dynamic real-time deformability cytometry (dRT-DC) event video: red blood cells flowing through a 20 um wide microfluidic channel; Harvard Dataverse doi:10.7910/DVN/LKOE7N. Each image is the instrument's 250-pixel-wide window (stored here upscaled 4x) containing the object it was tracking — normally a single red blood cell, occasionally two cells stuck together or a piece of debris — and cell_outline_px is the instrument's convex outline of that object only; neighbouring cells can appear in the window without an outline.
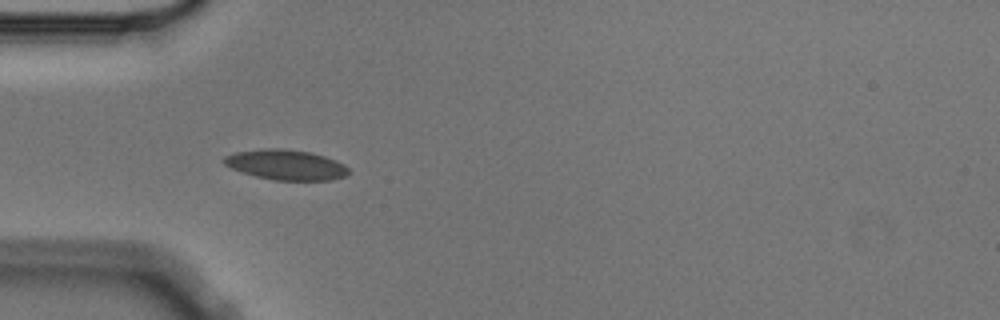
{"species": "Egyptian fruit bat (a non-hibernating species)", "species_latin": "Rousettus aegyptiacus", "temperature_condition": "cold", "stored_images_in_passage": 10, "camera_frame_rate_fps": 3000, "um_per_image_px": 0.085, "animal": {"sex": "male"}, "frame": {"image": 1, "passage_image": 4, "time_ms": 1.0, "image_size_px": [1000, 320], "cell_outline_px": [[348, 172], [344, 176], [332, 180], [272, 180], [240, 172], [224, 164], [220, 160], [224, 156], [236, 152], [264, 148], [280, 148], [312, 152], [336, 160], [344, 164], [348, 168]], "centroid_in_image_um": [24.27, 14.0], "position_along_channel_um": 60.7, "area_um2": 22.02}}
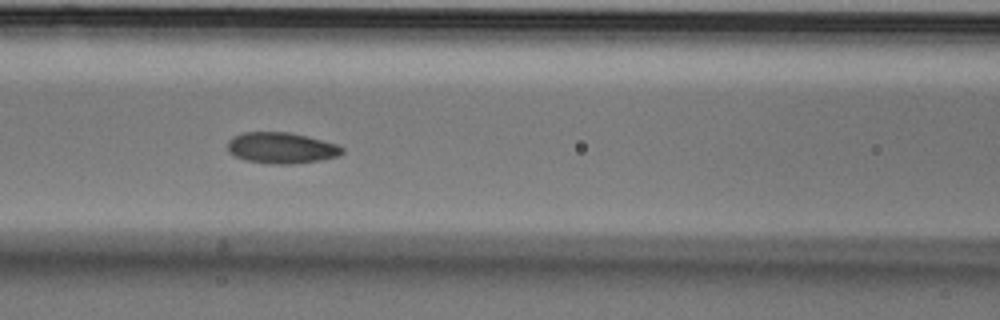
{"frame": {"image": 2, "passage_image": 6, "time_ms": 1.667, "image_size_px": [1000, 320], "cell_outline_px": [[344, 152], [340, 156], [320, 160], [292, 164], [272, 164], [244, 160], [228, 152], [228, 140], [232, 136], [244, 132], [288, 132], [336, 144], [344, 148]], "centroid_in_image_um": [23.9, 12.58], "position_along_channel_um": 142.7, "area_um2": 20.69}}
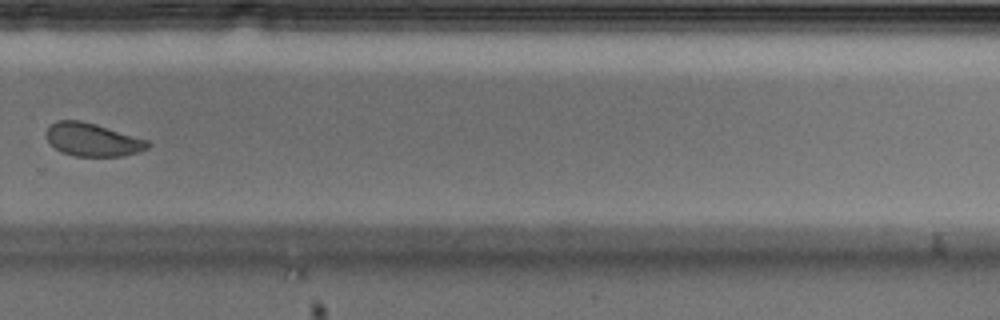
{"frame": {"image": 3, "passage_image": 10, "time_ms": 3.0, "image_size_px": [1000, 320], "cell_outline_px": [[152, 144], [148, 148], [140, 152], [124, 156], [76, 156], [60, 152], [48, 140], [48, 128], [56, 120], [80, 120], [96, 124], [148, 140]], "centroid_in_image_um": [7.92, 11.88], "position_along_channel_um": 321.9, "area_um2": 19.48}}